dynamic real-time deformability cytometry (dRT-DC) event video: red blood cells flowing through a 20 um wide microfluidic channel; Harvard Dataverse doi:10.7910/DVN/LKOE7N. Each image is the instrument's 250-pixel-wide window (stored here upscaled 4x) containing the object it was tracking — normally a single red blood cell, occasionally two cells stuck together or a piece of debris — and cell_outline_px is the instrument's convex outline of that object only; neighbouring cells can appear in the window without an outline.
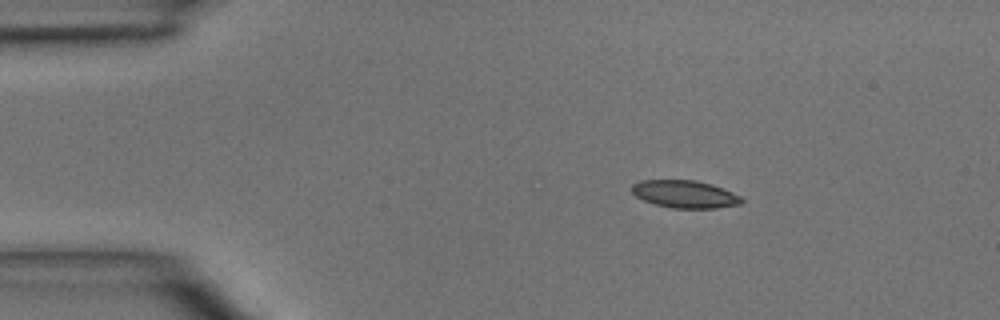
{"species": "common noctule bat (a hibernating species)", "species_latin": "Nyctalus noctula", "temperature_condition": "room temperature", "stored_images_in_passage": 3, "camera_frame_rate_fps": 3000, "um_per_image_px": 0.085, "animal": {"sex": "male", "body_mass_g": 15.6}, "frame": {"image": 1, "passage_image": 2, "time_ms": 1.333, "image_size_px": [1000, 320], "cell_outline_px": [[744, 200], [740, 204], [716, 208], [672, 208], [656, 204], [644, 200], [636, 196], [632, 192], [632, 184], [640, 180], [696, 180], [712, 184], [724, 188], [740, 196]], "centroid_in_image_um": [58.22, 16.49], "position_along_channel_um": 26.8, "area_um2": 17.63}}